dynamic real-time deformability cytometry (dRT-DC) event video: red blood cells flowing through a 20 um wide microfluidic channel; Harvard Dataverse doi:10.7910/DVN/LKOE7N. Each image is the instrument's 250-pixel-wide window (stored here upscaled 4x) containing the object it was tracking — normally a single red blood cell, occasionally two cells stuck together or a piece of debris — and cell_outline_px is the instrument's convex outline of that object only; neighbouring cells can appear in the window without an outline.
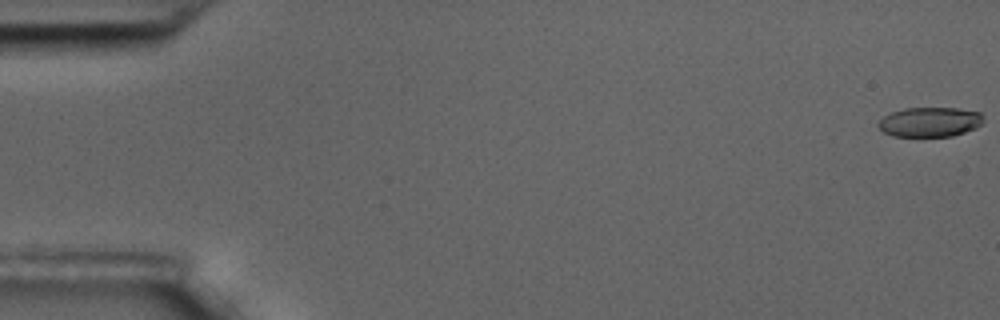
{"species": "common noctule bat (a hibernating species)", "species_latin": "Nyctalus noctula", "temperature_condition": "room temperature", "stored_images_in_passage": 60, "camera_frame_rate_fps": 3000, "um_per_image_px": 0.085, "animal": {"sex": "male", "body_mass_g": 17.5, "forearm_length_mm": 52.3}, "frame": {"image": 1, "passage_image": 1, "time_ms": 0.0, "image_size_px": [1000, 320], "cell_outline_px": [[984, 116], [980, 124], [976, 128], [952, 136], [892, 136], [884, 132], [876, 124], [884, 116], [892, 112], [904, 108], [956, 108], [980, 112]], "centroid_in_image_um": [79.03, 10.36], "position_along_channel_um": 6.0, "area_um2": 18.09}}
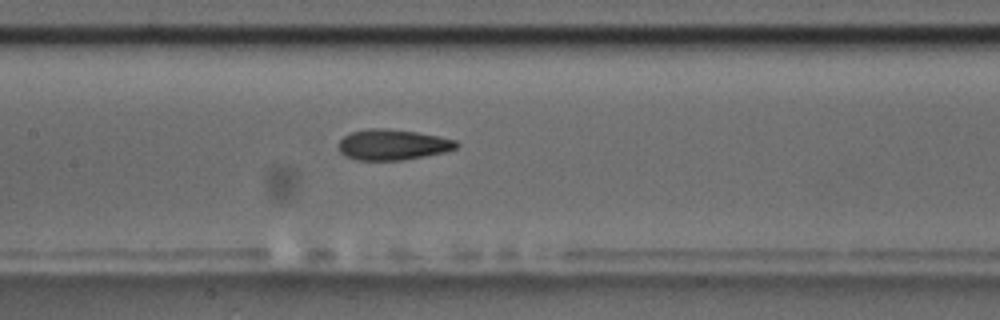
{"frame": {"image": 2, "passage_image": 29, "time_ms": 9.333, "image_size_px": [1000, 320], "cell_outline_px": [[460, 144], [456, 148], [444, 152], [404, 160], [356, 160], [344, 156], [340, 152], [340, 140], [344, 136], [352, 132], [368, 128], [388, 128], [416, 132], [456, 140]], "centroid_in_image_um": [33.37, 12.3], "position_along_channel_um": 174.0, "area_um2": 20.98}}
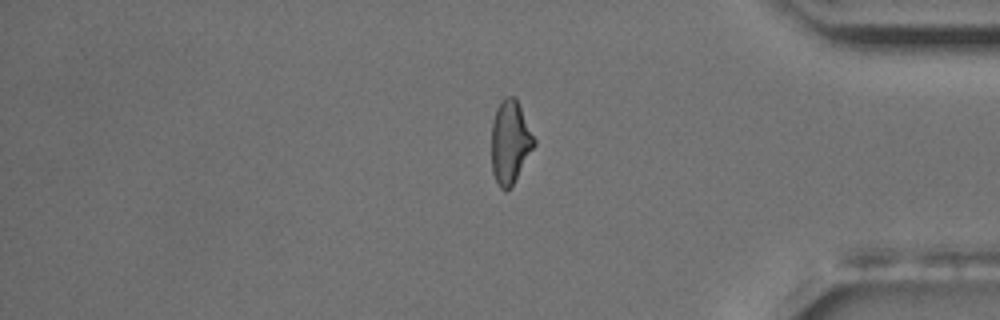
{"frame": {"image": 3, "passage_image": 50, "time_ms": 16.333, "image_size_px": [1000, 320], "cell_outline_px": [[536, 144], [512, 184], [508, 188], [500, 188], [492, 172], [492, 120], [496, 108], [504, 96], [516, 96], [536, 140]], "centroid_in_image_um": [43.36, 12.0], "position_along_channel_um": 391.8, "area_um2": 20.52}, "authors_computed_cell_mechanics": {"area_um2": 20.6635, "velocity_mm_per_s": 3.4434, "shape_relaxation_time_tau1_ms": 3.721, "shape_relaxation_time_tau2_ms": 2.162, "deformation_change_tau1": 0.1576, "deformation_change_tau2": 0.101}}